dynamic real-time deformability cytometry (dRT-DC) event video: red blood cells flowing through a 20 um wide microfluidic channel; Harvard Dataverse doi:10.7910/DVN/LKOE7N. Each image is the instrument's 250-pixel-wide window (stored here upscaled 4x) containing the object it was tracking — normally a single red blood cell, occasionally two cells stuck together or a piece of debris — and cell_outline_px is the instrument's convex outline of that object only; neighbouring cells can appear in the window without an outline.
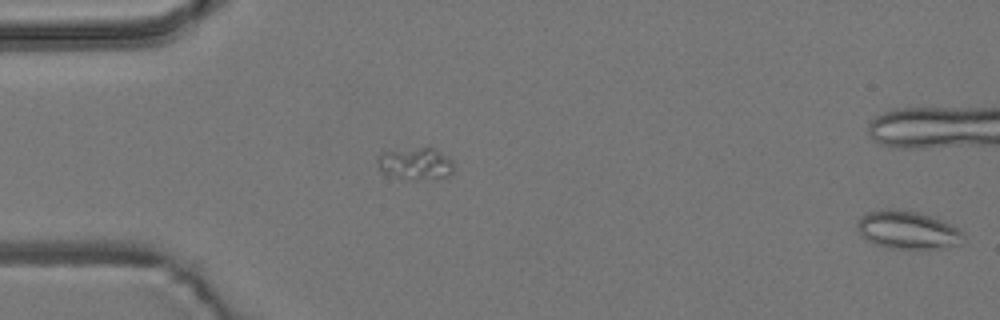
{"species": "common noctule bat (a hibernating species)", "species_latin": "Nyctalus noctula", "temperature_condition": "room temperature", "stored_images_in_passage": 18, "camera_frame_rate_fps": 3000, "um_per_image_px": 0.085, "animal": {"sex": "male", "body_mass_g": 19.2, "forearm_length_mm": 51.8}, "frame": {"image": 1, "passage_image": 1, "time_ms": 0.0, "image_size_px": [1000, 320], "cell_outline_px": [[964, 236], [956, 244], [944, 248], [888, 248], [864, 240], [860, 236], [856, 224], [860, 216], [864, 212], [884, 208], [896, 208], [916, 212], [940, 220], [956, 228]], "centroid_in_image_um": [77.01, 19.53], "position_along_channel_um": 8.0, "area_um2": 23.35}}